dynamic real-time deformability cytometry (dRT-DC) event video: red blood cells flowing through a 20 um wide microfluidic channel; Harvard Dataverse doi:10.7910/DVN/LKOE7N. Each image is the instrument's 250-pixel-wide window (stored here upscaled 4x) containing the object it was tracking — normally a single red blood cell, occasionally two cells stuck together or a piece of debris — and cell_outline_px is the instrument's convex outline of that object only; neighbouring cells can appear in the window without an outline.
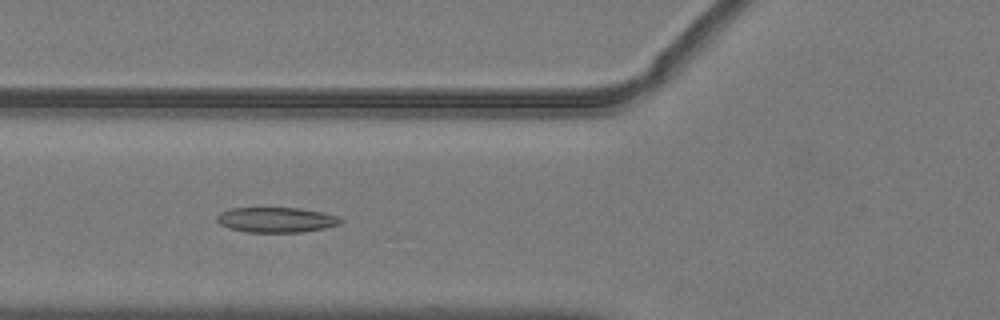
{"species": "common noctule bat (a hibernating species)", "species_latin": "Nyctalus noctula", "temperature_condition": "warm", "stored_images_in_passage": 49, "camera_frame_rate_fps": 3000, "um_per_image_px": 0.085, "animal": {"sex": "male", "body_mass_g": 19.2, "forearm_length_mm": 51.8}, "frame": {"image": 1, "passage_image": 18, "time_ms": 5.667, "image_size_px": [1000, 320], "cell_outline_px": [[344, 220], [340, 224], [324, 228], [300, 232], [248, 232], [228, 228], [220, 224], [216, 220], [216, 216], [220, 212], [232, 208], [300, 208], [324, 212], [336, 216]], "centroid_in_image_um": [23.47, 18.68], "position_along_channel_um": 102.3, "area_um2": 18.15}}
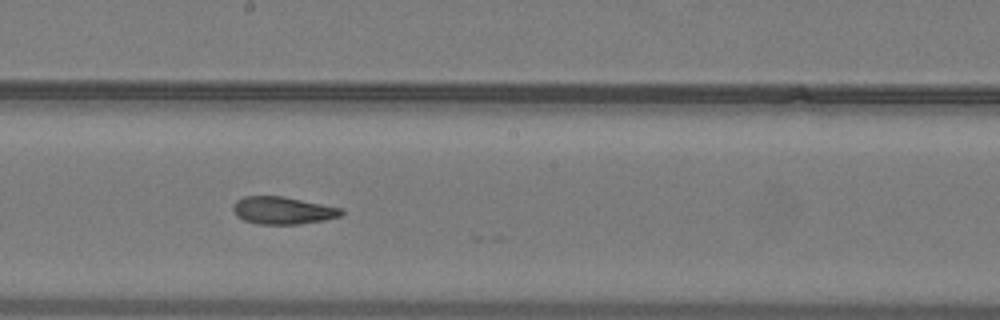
{"frame": {"image": 2, "passage_image": 27, "time_ms": 8.667, "image_size_px": [1000, 320], "cell_outline_px": [[344, 212], [340, 216], [324, 220], [296, 224], [256, 224], [244, 220], [236, 216], [232, 208], [232, 204], [236, 200], [244, 196], [284, 196], [344, 208]], "centroid_in_image_um": [24.03, 17.88], "position_along_channel_um": 224.2, "area_um2": 17.51}}
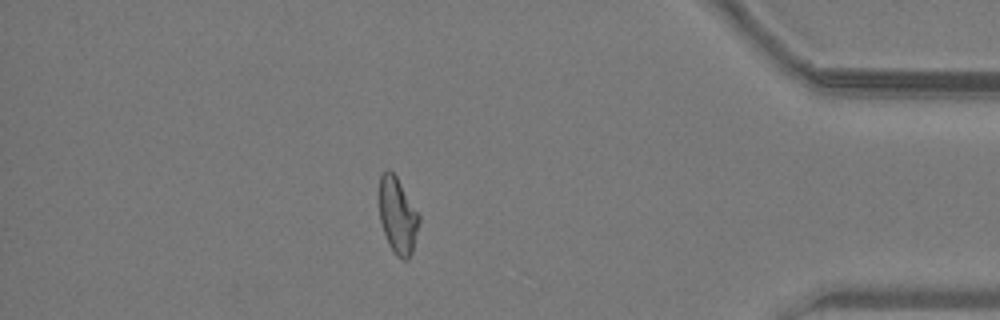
{"frame": {"image": 3, "passage_image": 43, "time_ms": 14.0, "image_size_px": [1000, 320], "cell_outline_px": [[420, 220], [412, 252], [408, 260], [404, 260], [396, 256], [388, 244], [380, 220], [380, 176], [384, 168], [388, 168], [396, 176], [420, 216]], "centroid_in_image_um": [33.8, 18.34], "position_along_channel_um": 401.4, "area_um2": 17.57}, "authors_computed_cell_mechanics": {"area_um2": 18.207, "velocity_mm_per_s": 4.045, "shape_relaxation_time_tau1_ms": null, "shape_relaxation_time_tau2_ms": 3.2808, "deformation_change_tau1": null, "deformation_change_tau2": 0.1093}}